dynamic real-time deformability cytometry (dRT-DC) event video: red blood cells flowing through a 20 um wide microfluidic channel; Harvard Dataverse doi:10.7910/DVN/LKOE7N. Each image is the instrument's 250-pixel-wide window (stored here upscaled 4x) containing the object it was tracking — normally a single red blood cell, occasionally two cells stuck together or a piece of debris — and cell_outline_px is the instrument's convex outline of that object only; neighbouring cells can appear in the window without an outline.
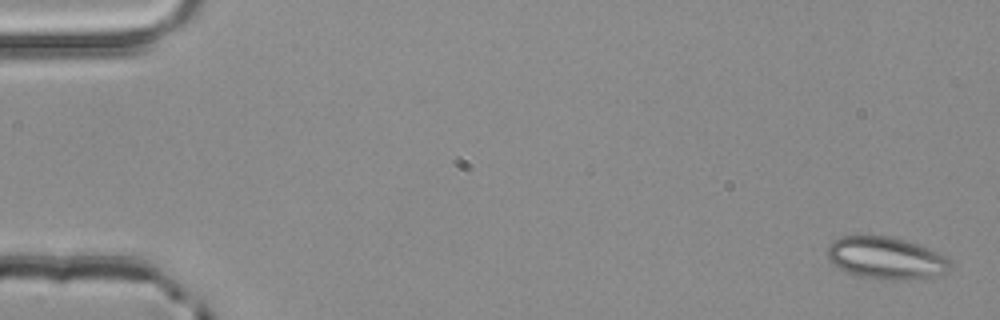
{"species": "common noctule bat (a hibernating species)", "species_latin": "Nyctalus noctula", "temperature_condition": "room temperature", "stored_images_in_passage": 4, "camera_frame_rate_fps": 3000, "um_per_image_px": 0.085, "animal": {"sex": "male", "body_mass_g": 20.4}, "frame": {"image": 1, "passage_image": 1, "time_ms": 0.0, "image_size_px": [1000, 320], "cell_outline_px": [[952, 264], [948, 272], [940, 276], [908, 280], [880, 280], [856, 276], [836, 268], [832, 264], [824, 252], [828, 244], [832, 240], [840, 236], [888, 236], [904, 240], [940, 252]], "centroid_in_image_um": [75.27, 21.96], "position_along_channel_um": 9.7, "area_um2": 30.98}}
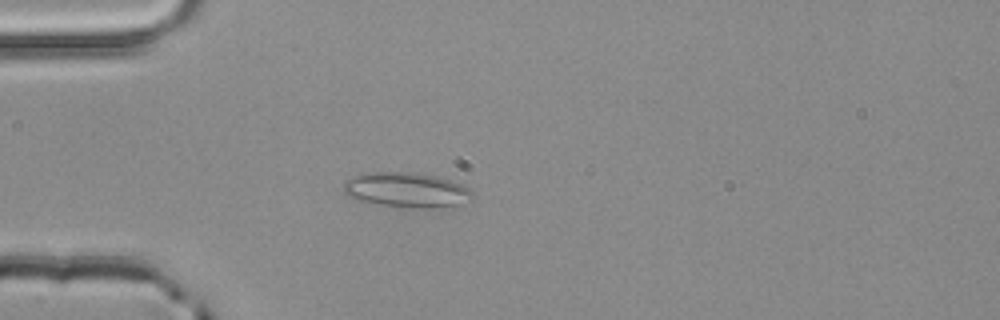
{"frame": {"image": 2, "passage_image": 4, "time_ms": 1.0, "image_size_px": [1000, 320], "cell_outline_px": [[476, 196], [456, 204], [432, 208], [416, 208], [376, 204], [356, 200], [348, 196], [344, 192], [344, 180], [360, 172], [408, 172], [432, 176], [452, 180], [468, 188]], "centroid_in_image_um": [34.47, 16.13], "position_along_channel_um": 50.5, "area_um2": 26.18}}